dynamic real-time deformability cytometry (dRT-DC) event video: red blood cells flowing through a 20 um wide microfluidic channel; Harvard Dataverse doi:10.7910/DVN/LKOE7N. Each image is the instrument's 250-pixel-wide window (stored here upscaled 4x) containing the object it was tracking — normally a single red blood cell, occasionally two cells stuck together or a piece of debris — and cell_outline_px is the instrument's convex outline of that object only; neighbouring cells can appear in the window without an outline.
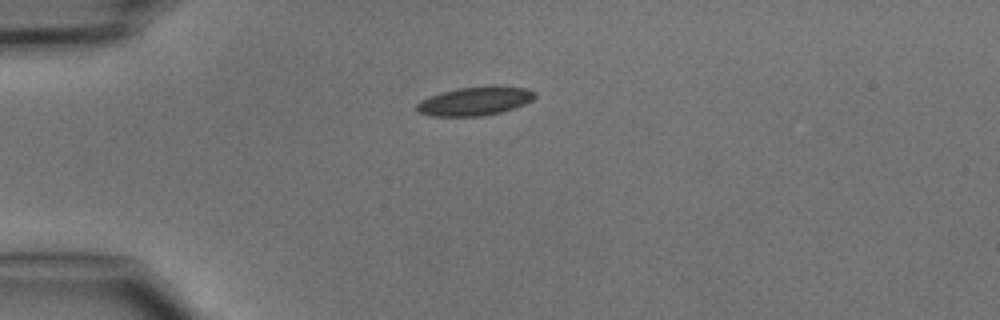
{"species": "common noctule bat (a hibernating species)", "species_latin": "Nyctalus noctula", "temperature_condition": "cold", "stored_images_in_passage": 37, "camera_frame_rate_fps": 3000, "um_per_image_px": 0.085, "animal": {"sex": "male", "body_mass_g": 15.6}, "frame": {"image": 1, "passage_image": 2, "time_ms": 0.333, "image_size_px": [1000, 320], "cell_outline_px": [[536, 96], [532, 100], [524, 104], [500, 112], [480, 116], [432, 116], [420, 112], [416, 108], [416, 104], [420, 100], [428, 96], [440, 92], [456, 88], [484, 84], [496, 84], [528, 88], [536, 92]], "centroid_in_image_um": [40.39, 8.54], "position_along_channel_um": 44.6, "area_um2": 20.29}}
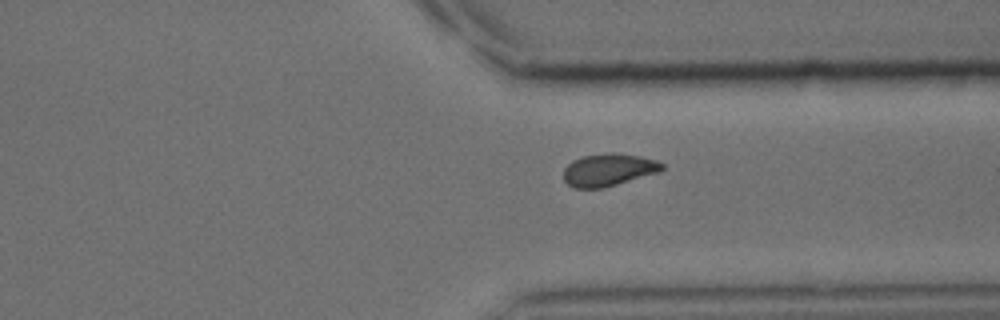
{"frame": {"image": 2, "passage_image": 26, "time_ms": 8.333, "image_size_px": [1000, 320], "cell_outline_px": [[664, 168], [660, 172], [604, 188], [572, 188], [564, 180], [564, 168], [572, 160], [584, 156], [608, 152], [612, 152], [640, 156], [656, 160], [664, 164]], "centroid_in_image_um": [51.73, 14.44], "position_along_channel_um": 359.7, "area_um2": 18.79}}
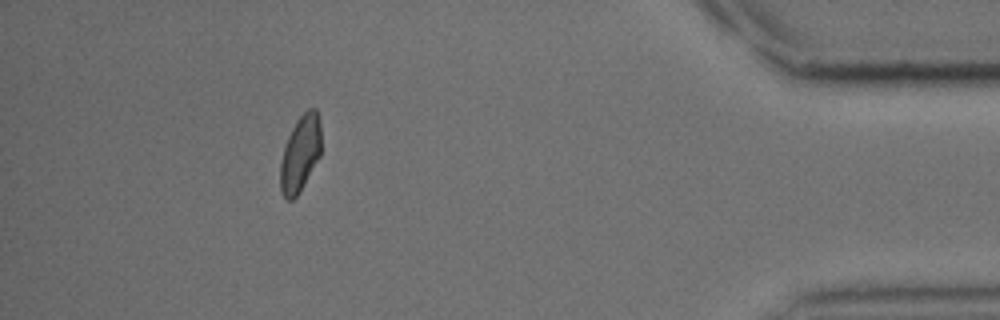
{"frame": {"image": 3, "passage_image": 33, "time_ms": 10.667, "image_size_px": [1000, 320], "cell_outline_px": [[320, 156], [296, 196], [292, 200], [288, 200], [284, 196], [280, 188], [280, 164], [284, 148], [288, 136], [296, 120], [308, 108], [316, 108], [320, 124]], "centroid_in_image_um": [25.51, 13.02], "position_along_channel_um": 409.7, "area_um2": 17.8}}